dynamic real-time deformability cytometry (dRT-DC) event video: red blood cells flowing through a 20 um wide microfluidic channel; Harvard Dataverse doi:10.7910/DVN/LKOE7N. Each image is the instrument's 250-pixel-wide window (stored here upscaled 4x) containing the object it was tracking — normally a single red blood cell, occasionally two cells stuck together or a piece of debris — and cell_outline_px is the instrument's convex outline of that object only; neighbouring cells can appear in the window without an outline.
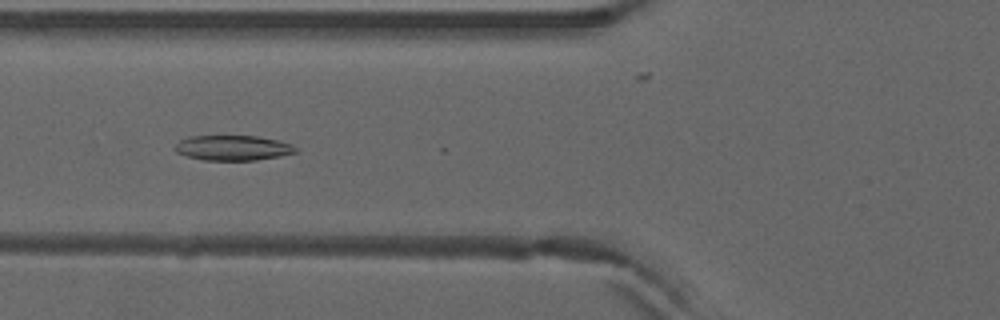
{"species": "common noctule bat (a hibernating species)", "species_latin": "Nyctalus noctula", "temperature_condition": "warm", "stored_images_in_passage": 7, "camera_frame_rate_fps": 3000, "um_per_image_px": 0.085, "animal": {"sex": "male", "forearm_length_mm": 52.5}, "frame": {"image": 1, "passage_image": 6, "time_ms": 1.667, "image_size_px": [1000, 320], "cell_outline_px": [[296, 152], [280, 156], [256, 160], [204, 160], [188, 156], [176, 152], [172, 148], [180, 140], [188, 136], [256, 136], [280, 140], [292, 144], [296, 148]], "centroid_in_image_um": [19.78, 12.56], "position_along_channel_um": 106.0, "area_um2": 17.69}}
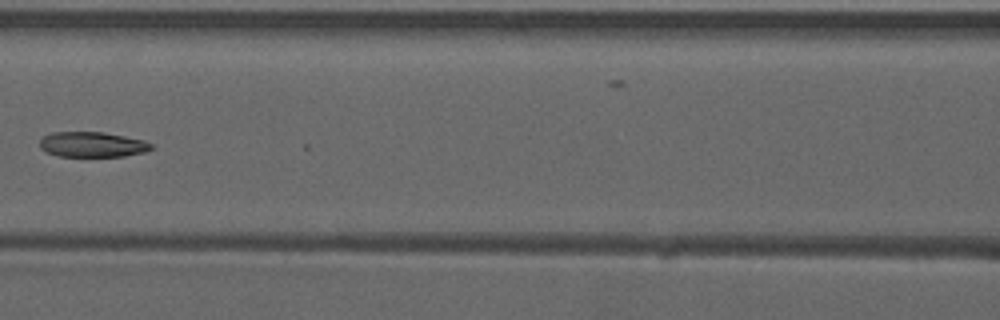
{"frame": {"image": 2, "passage_image": 7, "time_ms": 2.0, "image_size_px": [1000, 320], "cell_outline_px": [[152, 148], [144, 152], [124, 156], [60, 156], [48, 152], [40, 148], [40, 140], [44, 136], [52, 132], [104, 132], [144, 140], [152, 144]], "centroid_in_image_um": [7.85, 12.27], "position_along_channel_um": 158.8, "area_um2": 16.24}}